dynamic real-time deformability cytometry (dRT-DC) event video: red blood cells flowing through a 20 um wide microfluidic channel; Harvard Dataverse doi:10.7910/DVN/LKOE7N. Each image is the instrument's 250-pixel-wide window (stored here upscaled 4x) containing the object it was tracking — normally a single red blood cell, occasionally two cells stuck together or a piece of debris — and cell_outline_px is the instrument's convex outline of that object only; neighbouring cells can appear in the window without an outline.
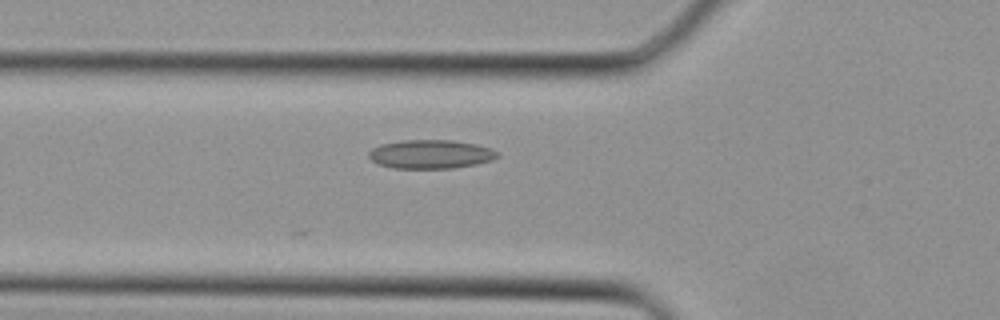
{"species": "Egyptian fruit bat (a non-hibernating species)", "species_latin": "Rousettus aegyptiacus", "temperature_condition": "cold", "stored_images_in_passage": 25, "camera_frame_rate_fps": 3000, "um_per_image_px": 0.085, "animal": {"sex": "female"}, "frame": {"image": 1, "passage_image": 6, "time_ms": 1.667, "image_size_px": [1000, 320], "cell_outline_px": [[500, 156], [492, 160], [476, 164], [452, 168], [392, 168], [380, 164], [372, 160], [368, 156], [368, 152], [372, 148], [380, 144], [404, 140], [452, 140], [476, 144], [492, 148], [500, 152]], "centroid_in_image_um": [36.64, 13.1], "position_along_channel_um": 89.2, "area_um2": 21.68}}
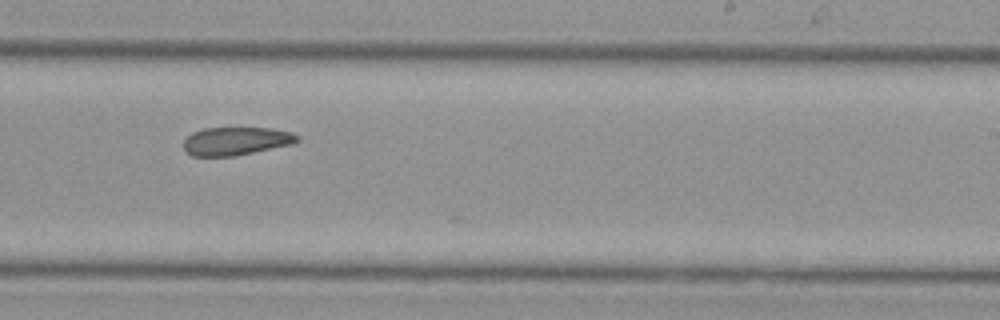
{"frame": {"image": 2, "passage_image": 16, "time_ms": 5.0, "image_size_px": [1000, 320], "cell_outline_px": [[300, 140], [292, 144], [236, 156], [192, 156], [184, 148], [184, 140], [192, 132], [204, 128], [272, 128], [292, 132], [300, 136]], "centroid_in_image_um": [20.09, 11.99], "position_along_channel_um": 268.9, "area_um2": 18.73}}
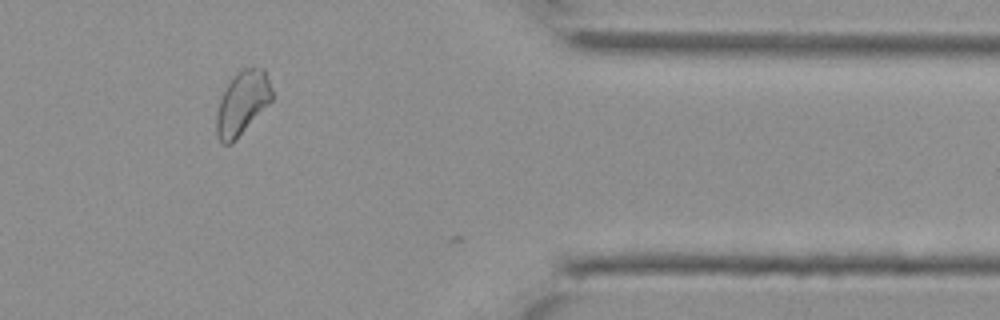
{"frame": {"image": 3, "passage_image": 24, "time_ms": 7.667, "image_size_px": [1000, 320], "cell_outline_px": [[272, 100], [236, 140], [232, 144], [224, 144], [216, 136], [216, 116], [220, 100], [228, 84], [236, 72], [244, 68], [264, 68], [272, 88]], "centroid_in_image_um": [20.59, 8.77], "position_along_channel_um": 390.8, "area_um2": 20.4}}